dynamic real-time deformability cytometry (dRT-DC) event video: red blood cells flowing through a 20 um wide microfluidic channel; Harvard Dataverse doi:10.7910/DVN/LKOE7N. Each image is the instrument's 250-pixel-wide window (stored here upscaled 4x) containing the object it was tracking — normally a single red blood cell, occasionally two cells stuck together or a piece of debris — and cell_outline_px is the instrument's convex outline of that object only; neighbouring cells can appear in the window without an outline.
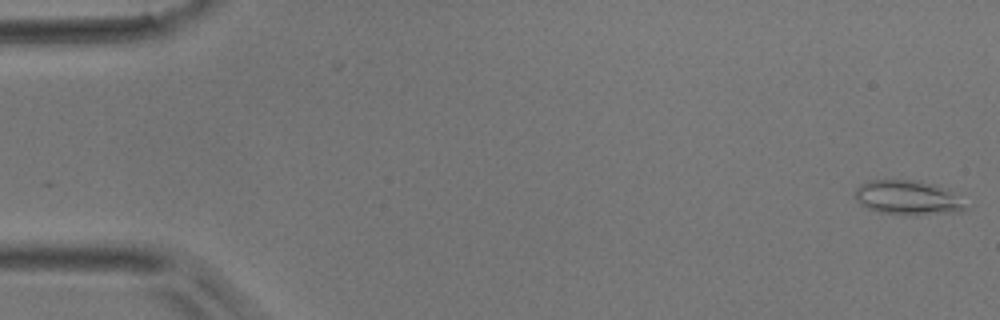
{"species": "common noctule bat (a hibernating species)", "species_latin": "Nyctalus noctula", "temperature_condition": "room temperature", "stored_images_in_passage": 28, "camera_frame_rate_fps": 3000, "um_per_image_px": 0.085, "animal": {"sex": "male", "body_mass_g": 17.9}, "frame": {"image": 1, "passage_image": 1, "time_ms": 0.0, "image_size_px": [1000, 320], "cell_outline_px": [[968, 208], [964, 212], [916, 216], [880, 212], [868, 208], [860, 204], [852, 196], [856, 188], [860, 184], [868, 180], [916, 180], [936, 184], [948, 188]], "centroid_in_image_um": [77.17, 16.81], "position_along_channel_um": 7.8, "area_um2": 22.72}}
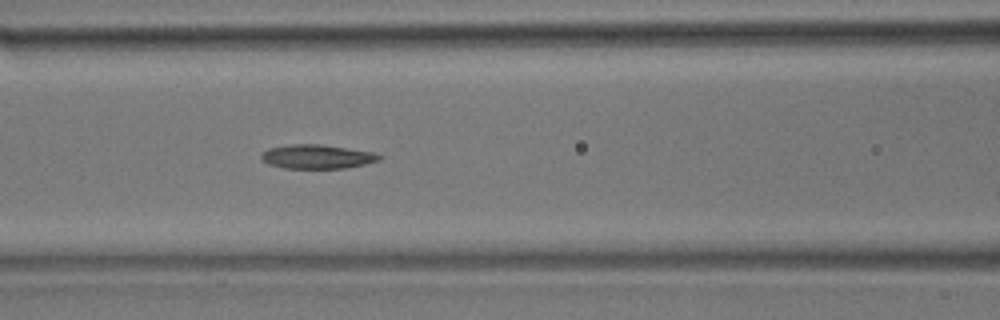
{"frame": {"image": 2, "passage_image": 21, "time_ms": 6.667, "image_size_px": [1000, 320], "cell_outline_px": [[384, 156], [380, 160], [348, 168], [284, 168], [268, 164], [260, 156], [260, 152], [268, 148], [292, 144], [320, 144], [376, 152]], "centroid_in_image_um": [26.98, 13.31], "position_along_channel_um": 139.6, "area_um2": 16.7}}
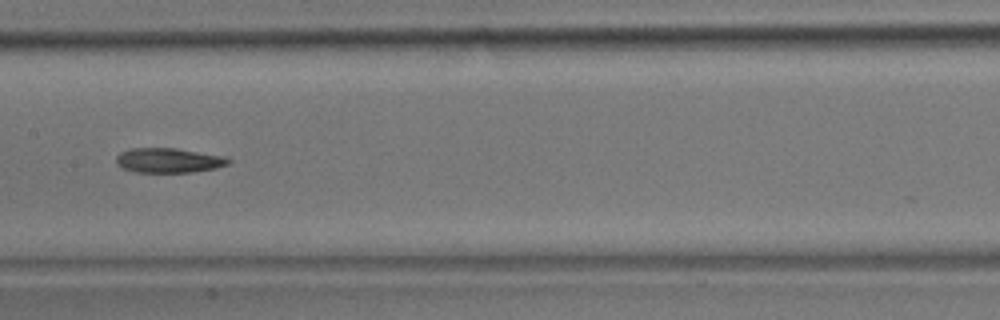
{"frame": {"image": 3, "passage_image": 25, "time_ms": 8.0, "image_size_px": [1000, 320], "cell_outline_px": [[232, 160], [228, 164], [216, 168], [192, 172], [136, 172], [124, 168], [116, 164], [116, 156], [120, 152], [128, 148], [176, 148], [224, 156]], "centroid_in_image_um": [14.32, 13.62], "position_along_channel_um": 193.1, "area_um2": 16.18}}